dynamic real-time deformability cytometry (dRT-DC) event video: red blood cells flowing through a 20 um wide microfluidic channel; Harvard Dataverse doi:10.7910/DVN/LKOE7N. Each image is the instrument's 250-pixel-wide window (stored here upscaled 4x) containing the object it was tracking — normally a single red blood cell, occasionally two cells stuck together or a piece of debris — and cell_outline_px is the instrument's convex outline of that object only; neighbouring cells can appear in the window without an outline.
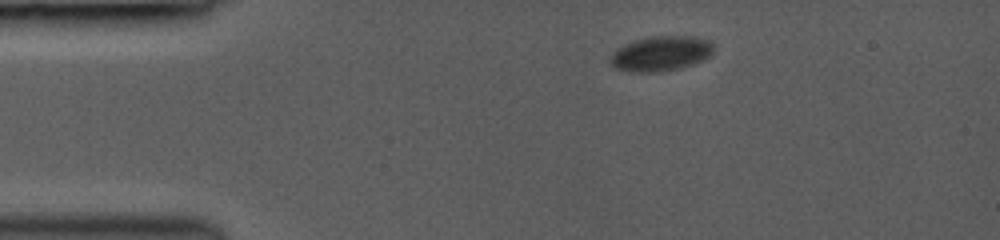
{"species": "common noctule bat (a hibernating species)", "species_latin": "Nyctalus noctula", "temperature_condition": "room temperature", "stored_images_in_passage": 5, "camera_frame_rate_fps": 3000, "um_per_image_px": 0.085, "animal": {"sex": "female", "body_mass_g": 19.0, "forearm_length_mm": 53.3}, "frame": {"image": 1, "passage_image": 1, "time_ms": 0.0, "image_size_px": [1000, 240], "cell_outline_px": [[712, 52], [704, 60], [680, 68], [652, 72], [632, 72], [616, 68], [612, 64], [612, 52], [616, 48], [624, 44], [648, 36], [692, 36], [712, 40]], "centroid_in_image_um": [56.19, 4.53], "position_along_channel_um": 28.8, "area_um2": 20.92}}
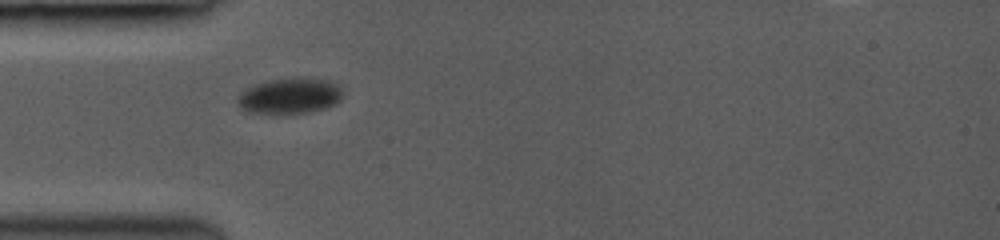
{"frame": {"image": 2, "passage_image": 4, "time_ms": 2.333, "image_size_px": [1000, 240], "cell_outline_px": [[344, 92], [340, 100], [336, 104], [312, 112], [248, 112], [240, 108], [236, 100], [240, 92], [244, 88], [252, 84], [268, 80], [296, 76], [328, 80], [336, 84]], "centroid_in_image_um": [24.62, 8.11], "position_along_channel_um": 60.4, "area_um2": 22.14}}